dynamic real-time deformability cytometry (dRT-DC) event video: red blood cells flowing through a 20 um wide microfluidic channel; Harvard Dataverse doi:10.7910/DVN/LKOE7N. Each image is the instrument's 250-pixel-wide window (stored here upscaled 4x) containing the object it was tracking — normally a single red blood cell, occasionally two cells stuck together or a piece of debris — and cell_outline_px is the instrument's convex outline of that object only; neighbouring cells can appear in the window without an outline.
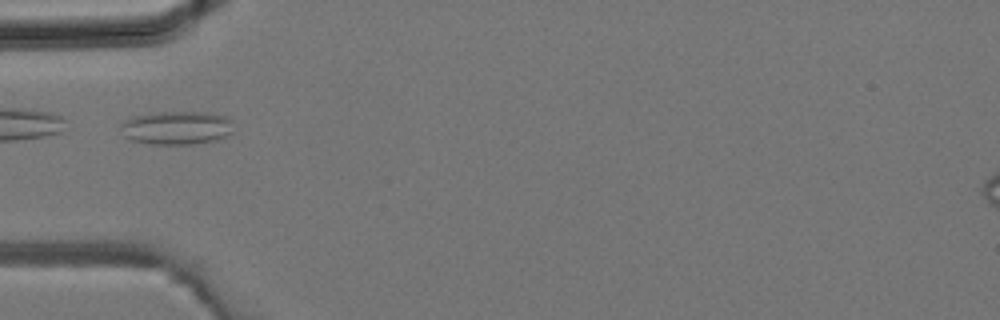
{"species": "common noctule bat (a hibernating species)", "species_latin": "Nyctalus noctula", "temperature_condition": "room temperature", "stored_images_in_passage": 4, "camera_frame_rate_fps": 3000, "um_per_image_px": 0.085, "animal": {"sex": "male", "body_mass_g": 19.2, "forearm_length_mm": 51.8}, "frame": {"image": 1, "passage_image": 3, "time_ms": 0.667, "image_size_px": [1000, 320], "cell_outline_px": [[232, 132], [228, 136], [216, 140], [192, 144], [148, 144], [132, 140], [124, 136], [120, 124], [124, 120], [136, 116], [160, 112], [204, 112], [224, 116], [232, 120]], "centroid_in_image_um": [15.03, 10.87], "position_along_channel_um": 70.0, "area_um2": 21.96}}